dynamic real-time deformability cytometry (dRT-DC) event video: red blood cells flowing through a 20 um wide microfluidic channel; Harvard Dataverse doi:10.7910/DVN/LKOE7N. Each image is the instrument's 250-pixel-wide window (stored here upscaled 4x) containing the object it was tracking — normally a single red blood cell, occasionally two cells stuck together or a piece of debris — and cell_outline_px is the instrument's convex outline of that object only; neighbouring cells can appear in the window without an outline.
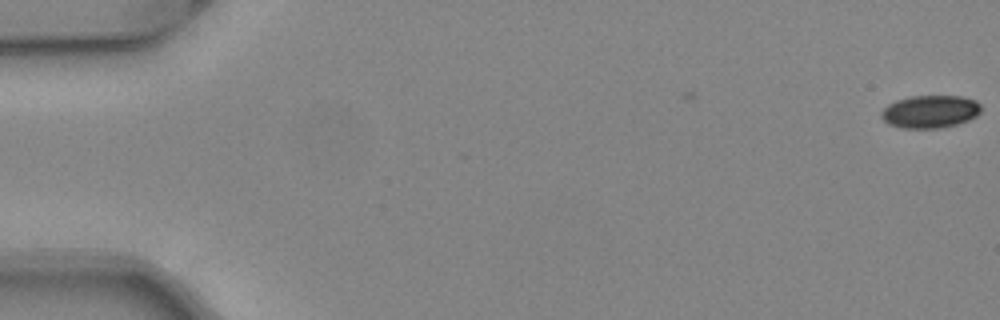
{"species": "common noctule bat (a hibernating species)", "species_latin": "Nyctalus noctula", "temperature_condition": "warm", "stored_images_in_passage": 6, "camera_frame_rate_fps": 3000, "um_per_image_px": 0.085, "animal": {"sex": "female", "body_mass_g": 24.6, "forearm_length_mm": 56.2}, "frame": {"image": 1, "passage_image": 1, "time_ms": 0.0, "image_size_px": [1000, 320], "cell_outline_px": [[980, 112], [976, 116], [968, 120], [956, 124], [940, 128], [904, 128], [888, 124], [880, 116], [880, 112], [888, 104], [896, 100], [912, 96], [960, 96], [976, 100], [980, 104]], "centroid_in_image_um": [79.04, 9.48], "position_along_channel_um": 6.0, "area_um2": 19.02}}